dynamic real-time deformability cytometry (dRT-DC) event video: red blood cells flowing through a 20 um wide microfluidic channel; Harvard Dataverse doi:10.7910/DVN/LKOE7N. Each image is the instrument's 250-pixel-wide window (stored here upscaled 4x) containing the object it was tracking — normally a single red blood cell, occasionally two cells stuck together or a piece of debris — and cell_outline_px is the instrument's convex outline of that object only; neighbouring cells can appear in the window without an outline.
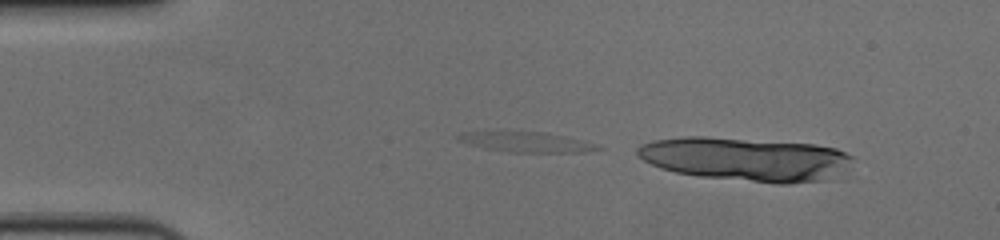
{"species": "human", "species_latin": "Homo sapiens", "temperature_condition": "cold", "stored_images_in_passage": 11, "camera_frame_rate_fps": 3000, "um_per_image_px": 0.085, "donor": {"sex": "female"}, "frame": {"image": 1, "passage_image": 1, "time_ms": 0.0, "image_size_px": [1000, 240], "cell_outline_px": [[852, 156], [828, 180], [788, 184], [776, 184], [700, 176], [676, 172], [660, 168], [636, 156], [636, 148], [640, 144], [652, 140], [684, 136], [704, 136], [816, 144], [836, 148]], "centroid_in_image_um": [63.27, 13.51], "position_along_channel_um": 21.7, "area_um2": 54.39}}